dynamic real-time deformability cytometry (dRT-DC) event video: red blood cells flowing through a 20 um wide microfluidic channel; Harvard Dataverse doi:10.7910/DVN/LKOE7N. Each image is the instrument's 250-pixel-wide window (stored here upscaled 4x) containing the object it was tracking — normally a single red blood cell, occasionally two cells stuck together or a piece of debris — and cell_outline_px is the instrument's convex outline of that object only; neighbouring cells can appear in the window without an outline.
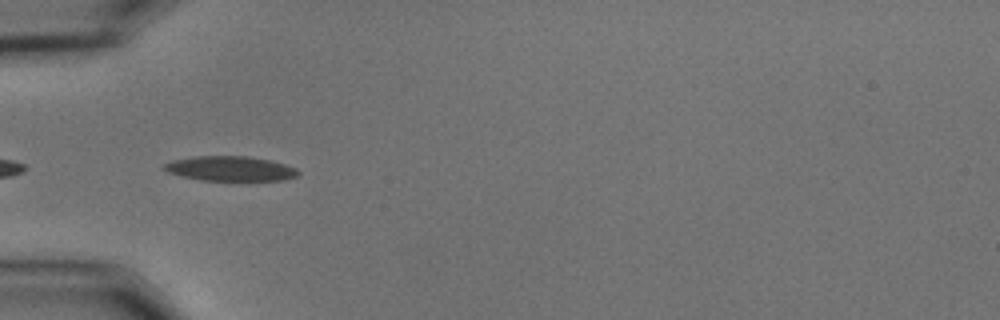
{"species": "common noctule bat (a hibernating species)", "species_latin": "Nyctalus noctula", "temperature_condition": "cold", "stored_images_in_passage": 7, "camera_frame_rate_fps": 3000, "um_per_image_px": 0.085, "animal": {"sex": "male", "body_mass_g": 15.6}, "frame": {"image": 1, "passage_image": 2, "time_ms": 0.333, "image_size_px": [1000, 320], "cell_outline_px": [[300, 172], [296, 176], [284, 180], [200, 180], [168, 172], [160, 168], [164, 164], [172, 160], [196, 156], [248, 156], [268, 160], [284, 164], [296, 168]], "centroid_in_image_um": [19.55, 14.32], "position_along_channel_um": 65.4, "area_um2": 19.19}}